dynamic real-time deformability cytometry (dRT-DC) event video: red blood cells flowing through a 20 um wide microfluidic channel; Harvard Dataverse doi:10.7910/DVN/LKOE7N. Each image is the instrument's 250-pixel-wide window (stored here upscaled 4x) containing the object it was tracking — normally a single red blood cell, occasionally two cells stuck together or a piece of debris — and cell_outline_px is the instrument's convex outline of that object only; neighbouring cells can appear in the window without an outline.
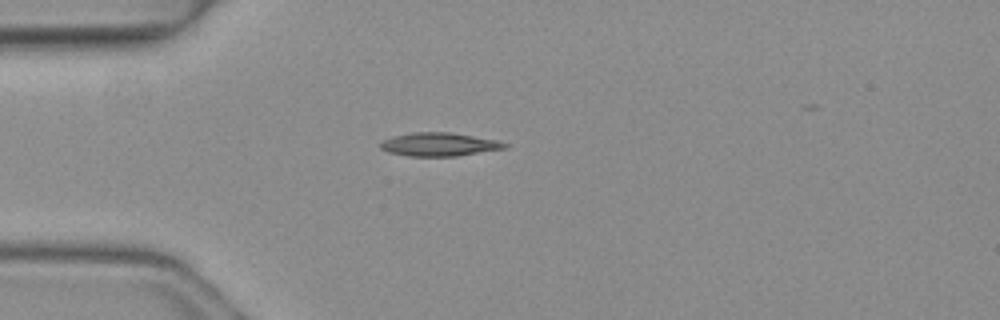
{"species": "common noctule bat (a hibernating species)", "species_latin": "Nyctalus noctula", "temperature_condition": "warm", "stored_images_in_passage": 3, "camera_frame_rate_fps": 3000, "um_per_image_px": 0.085, "animal": {"sex": "female", "body_mass_g": 19.3, "forearm_length_mm": 54.1}, "frame": {"image": 1, "passage_image": 3, "time_ms": 0.667, "image_size_px": [1000, 320], "cell_outline_px": [[508, 144], [504, 148], [456, 156], [408, 156], [388, 152], [380, 148], [380, 144], [384, 140], [396, 136], [412, 132], [448, 132], [496, 140]], "centroid_in_image_um": [37.29, 12.28], "position_along_channel_um": 47.7, "area_um2": 16.59}}